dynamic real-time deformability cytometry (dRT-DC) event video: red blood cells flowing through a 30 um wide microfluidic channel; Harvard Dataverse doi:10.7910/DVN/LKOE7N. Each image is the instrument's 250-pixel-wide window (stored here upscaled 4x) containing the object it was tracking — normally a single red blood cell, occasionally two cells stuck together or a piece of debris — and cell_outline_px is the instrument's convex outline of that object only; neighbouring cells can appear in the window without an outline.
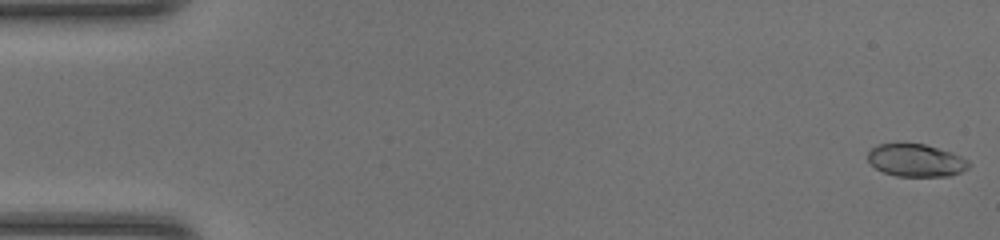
{"species": "common noctule bat (a hibernating species)", "species_latin": "Nyctalus noctula", "temperature_condition": "room temperature", "stored_images_in_passage": 48, "camera_frame_rate_fps": 3000, "um_per_image_px": 0.085, "animal": {"sex": "female", "body_mass_g": 20.0, "forearm_length_mm": 54.0}, "frame": {"image": 1, "passage_image": 1, "time_ms": 0.0, "image_size_px": [1000, 240], "cell_outline_px": [[972, 164], [968, 168], [960, 172], [948, 176], [896, 176], [884, 172], [876, 168], [868, 160], [868, 152], [876, 144], [924, 144], [952, 152], [968, 160]], "centroid_in_image_um": [77.88, 13.63], "position_along_channel_um": 7.1, "area_um2": 19.07}}
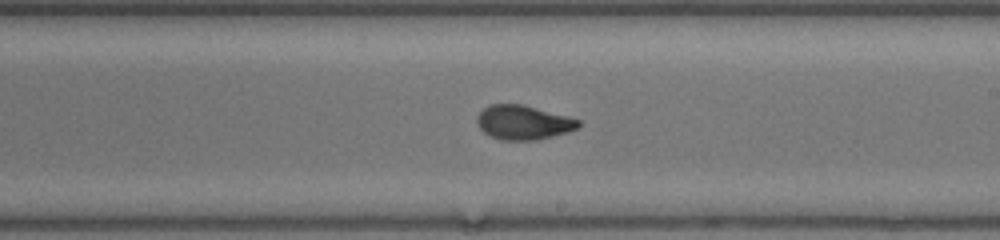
{"frame": {"image": 2, "passage_image": 28, "time_ms": 9.0, "image_size_px": [1000, 240], "cell_outline_px": [[580, 128], [568, 132], [536, 140], [500, 140], [484, 132], [476, 124], [476, 116], [488, 104], [524, 104], [568, 116], [580, 120]], "centroid_in_image_um": [44.48, 10.4], "position_along_channel_um": 244.5, "area_um2": 20.46}}
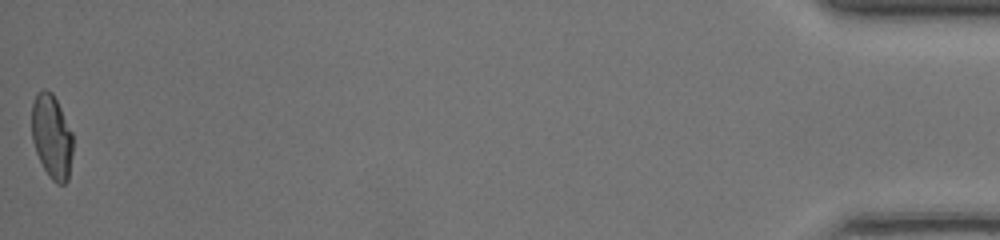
{"frame": {"image": 3, "passage_image": 48, "time_ms": 15.667, "image_size_px": [1000, 240], "cell_outline_px": [[72, 152], [68, 180], [64, 184], [56, 184], [48, 176], [36, 152], [32, 140], [32, 104], [36, 92], [44, 88], [52, 92], [72, 132]], "centroid_in_image_um": [4.39, 11.6], "position_along_channel_um": 430.8, "area_um2": 20.11}, "authors_computed_cell_mechanics": {"area_um2": 20.0855, "velocity_mm_per_s": 4.3367, "shape_relaxation_time_tau1_ms": 6.8627, "shape_relaxation_time_tau2_ms": 0.7053, "deformation_change_tau1": 0.2166, "deformation_change_tau2": 0.0566}}